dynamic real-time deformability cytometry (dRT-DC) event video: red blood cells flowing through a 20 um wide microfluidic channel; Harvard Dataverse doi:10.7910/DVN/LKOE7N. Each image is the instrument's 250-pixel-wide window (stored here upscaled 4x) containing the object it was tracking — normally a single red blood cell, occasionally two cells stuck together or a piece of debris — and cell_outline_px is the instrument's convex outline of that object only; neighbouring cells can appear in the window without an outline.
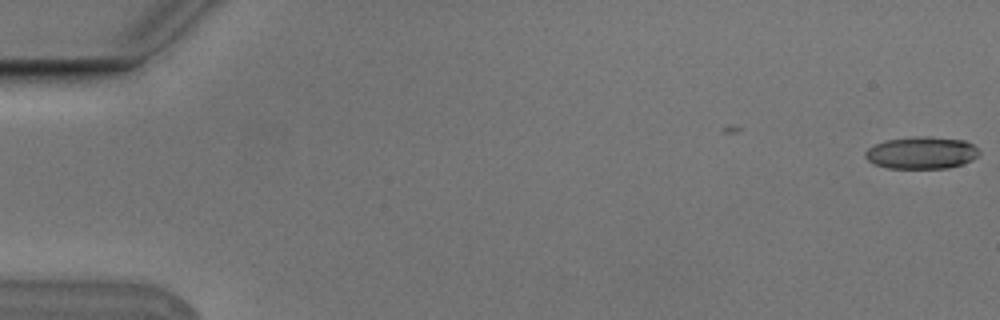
{"species": "Egyptian fruit bat (a non-hibernating species)", "species_latin": "Rousettus aegyptiacus", "temperature_condition": "cold", "stored_images_in_passage": 6, "segment_of_instrument_passage": [1, 2], "camera_frame_rate_fps": 3000, "um_per_image_px": 0.085, "animal": {"sex": "male"}, "frame": {"image": 1, "passage_image": 1, "time_ms": 0.0, "image_size_px": [1000, 320], "cell_outline_px": [[980, 152], [972, 160], [964, 164], [948, 168], [888, 168], [876, 164], [868, 160], [864, 156], [864, 152], [868, 148], [884, 140], [916, 136], [932, 136], [964, 140], [972, 144]], "centroid_in_image_um": [78.33, 12.98], "position_along_channel_um": 6.7, "area_um2": 21.44}}
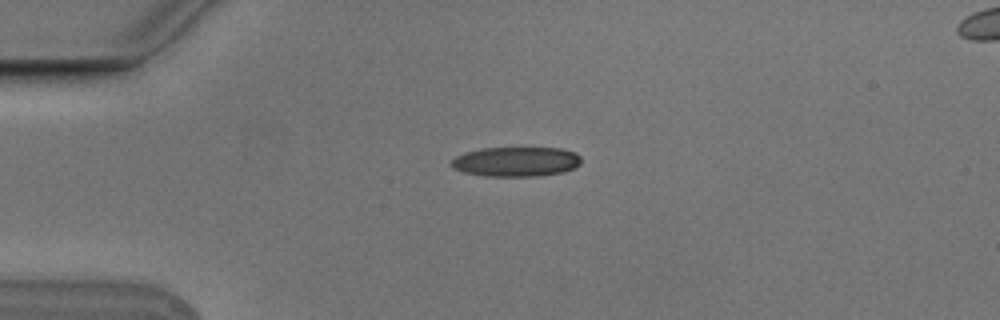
{"frame": {"image": 2, "passage_image": 5, "time_ms": 1.333, "image_size_px": [1000, 320], "cell_outline_px": [[580, 164], [564, 172], [536, 176], [484, 176], [464, 172], [452, 168], [448, 164], [456, 156], [464, 152], [480, 148], [560, 148], [576, 152], [580, 156]], "centroid_in_image_um": [43.83, 13.74], "position_along_channel_um": 41.2, "area_um2": 22.6}}